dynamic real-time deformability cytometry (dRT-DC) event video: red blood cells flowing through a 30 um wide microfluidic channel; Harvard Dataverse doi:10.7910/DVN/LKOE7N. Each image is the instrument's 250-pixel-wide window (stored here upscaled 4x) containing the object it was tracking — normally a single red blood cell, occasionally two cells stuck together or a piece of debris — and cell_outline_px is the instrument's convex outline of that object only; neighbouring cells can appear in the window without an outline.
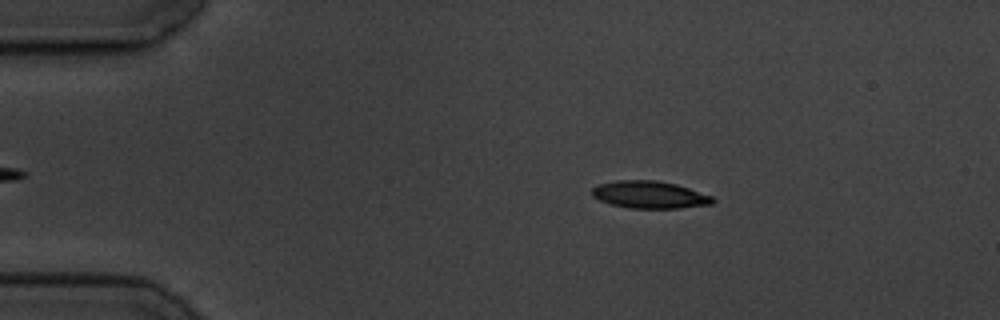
{"species": "common noctule bat (a hibernating species)", "species_latin": "Nyctalus noctula", "temperature_condition": "cold", "stored_images_in_passage": 7, "camera_frame_rate_fps": 3000, "um_per_image_px": 0.085, "animal": {"sex": "male", "body_mass_g": 19.5, "forearm_length_mm": 54.6}, "frame": {"image": 1, "passage_image": 3, "time_ms": 2.333, "image_size_px": [1000, 320], "cell_outline_px": [[716, 200], [712, 204], [680, 208], [628, 208], [612, 204], [600, 200], [592, 196], [592, 188], [600, 184], [616, 180], [656, 180], [676, 184], [712, 196]], "centroid_in_image_um": [55.22, 16.55], "position_along_channel_um": 29.8, "area_um2": 19.13}}
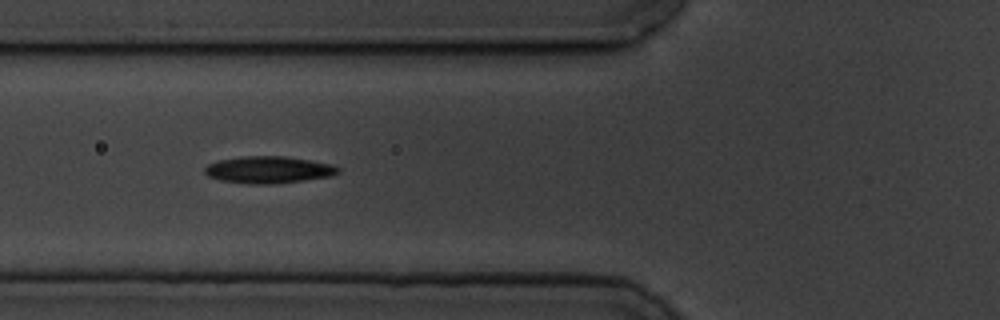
{"frame": {"image": 2, "passage_image": 6, "time_ms": 6.0, "image_size_px": [1000, 320], "cell_outline_px": [[340, 172], [332, 176], [304, 180], [272, 184], [248, 184], [220, 180], [208, 176], [204, 172], [204, 168], [208, 164], [220, 160], [240, 156], [284, 156], [332, 164], [340, 168]], "centroid_in_image_um": [22.82, 14.43], "position_along_channel_um": 103.0, "area_um2": 20.98}}
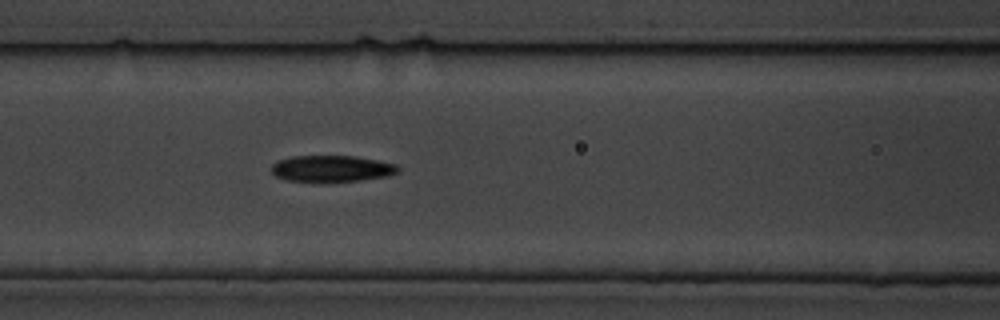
{"frame": {"image": 3, "passage_image": 7, "time_ms": 7.0, "image_size_px": [1000, 320], "cell_outline_px": [[400, 172], [388, 176], [360, 180], [288, 180], [276, 176], [272, 172], [272, 164], [276, 160], [292, 156], [356, 156], [396, 164], [400, 168]], "centroid_in_image_um": [28.22, 14.3], "position_along_channel_um": 138.4, "area_um2": 19.07}}